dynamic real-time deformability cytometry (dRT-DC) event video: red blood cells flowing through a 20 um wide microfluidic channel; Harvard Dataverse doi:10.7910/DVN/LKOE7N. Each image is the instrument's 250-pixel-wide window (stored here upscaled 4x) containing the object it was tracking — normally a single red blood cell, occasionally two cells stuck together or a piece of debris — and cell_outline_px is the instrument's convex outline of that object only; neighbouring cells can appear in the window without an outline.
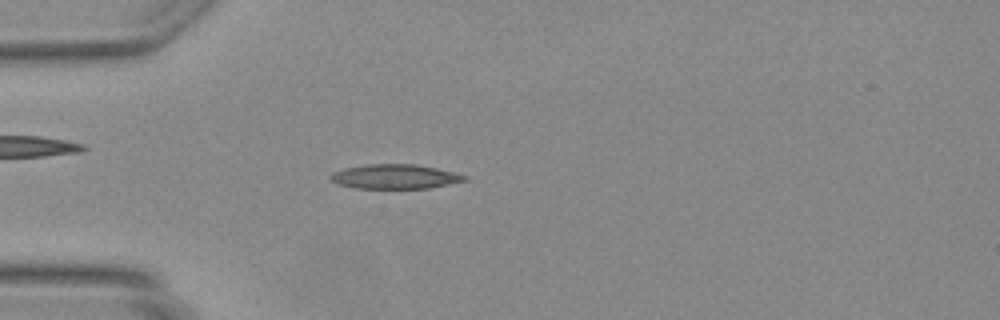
{"species": "Egyptian fruit bat (a non-hibernating species)", "species_latin": "Rousettus aegyptiacus", "temperature_condition": "warm", "stored_images_in_passage": 33, "camera_frame_rate_fps": 3000, "um_per_image_px": 0.085, "animal": {"sex": "female"}, "frame": {"image": 1, "passage_image": 4, "time_ms": 1.0, "image_size_px": [1000, 320], "cell_outline_px": [[468, 180], [428, 188], [356, 188], [340, 184], [332, 180], [328, 176], [332, 172], [344, 168], [368, 164], [416, 164], [436, 168], [468, 176]], "centroid_in_image_um": [33.57, 15.0], "position_along_channel_um": 51.4, "area_um2": 18.96}}
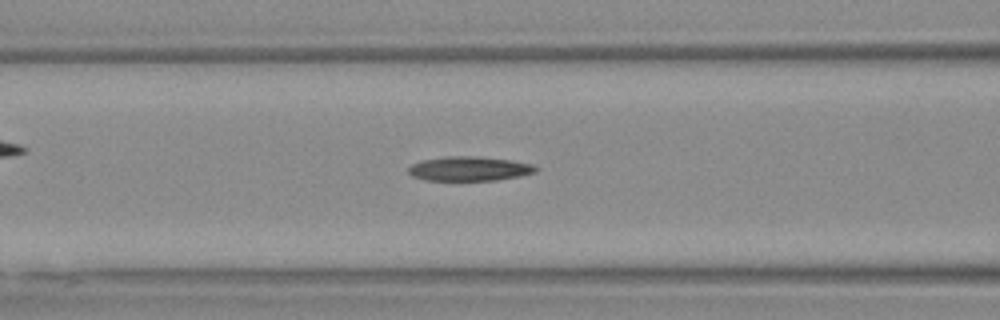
{"frame": {"image": 2, "passage_image": 10, "time_ms": 3.0, "image_size_px": [1000, 320], "cell_outline_px": [[540, 168], [536, 172], [520, 176], [496, 180], [424, 180], [412, 176], [408, 172], [408, 168], [412, 164], [424, 160], [448, 156], [472, 156], [508, 160], [532, 164]], "centroid_in_image_um": [39.9, 14.35], "position_along_channel_um": 126.7, "area_um2": 17.92}}
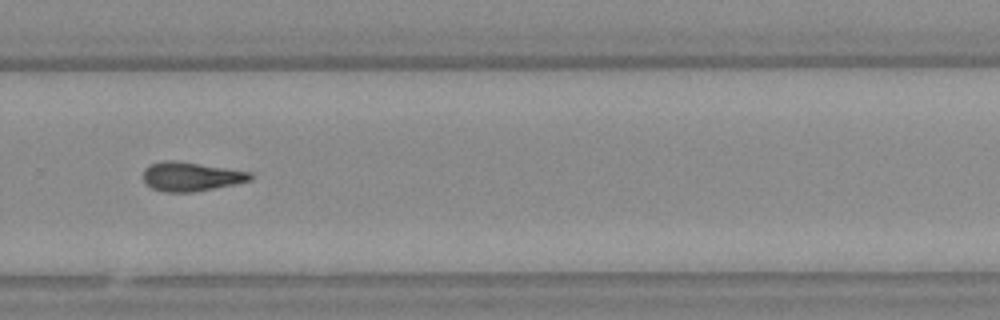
{"frame": {"image": 3, "passage_image": 23, "time_ms": 7.333, "image_size_px": [1000, 320], "cell_outline_px": [[252, 180], [192, 192], [164, 192], [152, 188], [144, 180], [144, 168], [152, 164], [164, 160], [172, 160], [252, 172]], "centroid_in_image_um": [16.22, 15.01], "position_along_channel_um": 313.6, "area_um2": 17.74}}